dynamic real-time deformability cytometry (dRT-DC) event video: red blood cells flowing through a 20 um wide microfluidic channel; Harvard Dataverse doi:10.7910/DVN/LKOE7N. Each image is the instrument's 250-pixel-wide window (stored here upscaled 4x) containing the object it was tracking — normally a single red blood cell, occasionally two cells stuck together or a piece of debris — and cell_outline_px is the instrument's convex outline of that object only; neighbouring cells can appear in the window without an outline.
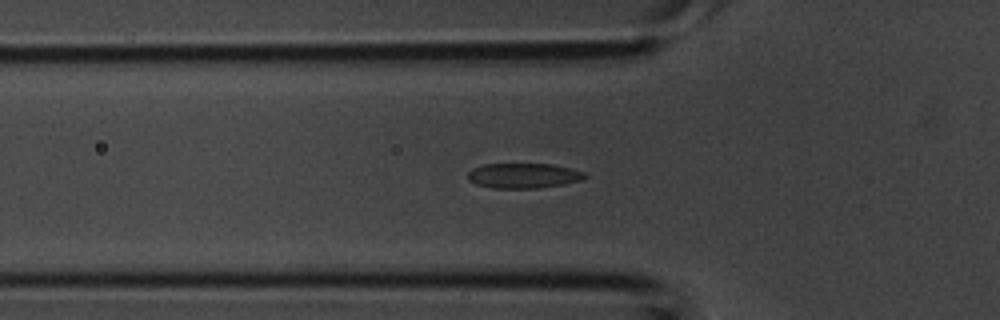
{"species": "common noctule bat (a hibernating species)", "species_latin": "Nyctalus noctula", "temperature_condition": "room temperature", "stored_images_in_passage": 33, "camera_frame_rate_fps": 3000, "um_per_image_px": 0.085, "animal": {"sex": "male", "body_mass_g": 20.1, "forearm_length_mm": 53.5}, "frame": {"image": 1, "passage_image": 5, "time_ms": 1.333, "image_size_px": [1000, 320], "cell_outline_px": [[588, 176], [580, 180], [564, 184], [540, 188], [492, 188], [476, 184], [468, 180], [468, 172], [472, 168], [484, 164], [552, 164], [584, 172]], "centroid_in_image_um": [44.47, 14.93], "position_along_channel_um": 81.3, "area_um2": 17.05}}
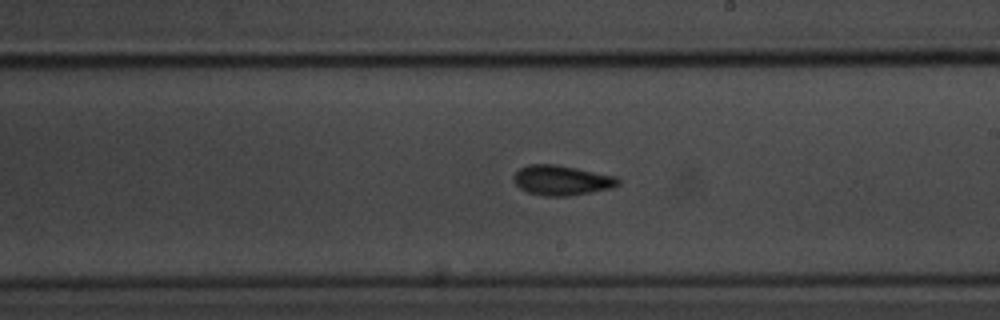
{"frame": {"image": 2, "passage_image": 15, "time_ms": 4.667, "image_size_px": [1000, 320], "cell_outline_px": [[620, 184], [612, 188], [568, 196], [544, 196], [528, 192], [520, 188], [512, 180], [512, 176], [520, 168], [528, 164], [556, 164], [616, 176], [620, 180]], "centroid_in_image_um": [47.73, 15.32], "position_along_channel_um": 241.3, "area_um2": 18.26}}
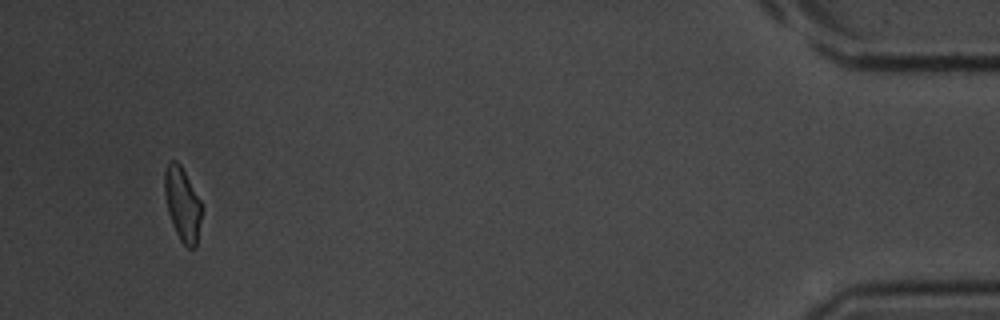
{"frame": {"image": 3, "passage_image": 31, "time_ms": 10.0, "image_size_px": [1000, 320], "cell_outline_px": [[200, 220], [196, 248], [188, 248], [180, 240], [172, 224], [168, 212], [164, 192], [164, 172], [168, 160], [176, 160], [180, 164], [200, 200]], "centroid_in_image_um": [15.47, 17.33], "position_along_channel_um": 419.7, "area_um2": 15.72}}